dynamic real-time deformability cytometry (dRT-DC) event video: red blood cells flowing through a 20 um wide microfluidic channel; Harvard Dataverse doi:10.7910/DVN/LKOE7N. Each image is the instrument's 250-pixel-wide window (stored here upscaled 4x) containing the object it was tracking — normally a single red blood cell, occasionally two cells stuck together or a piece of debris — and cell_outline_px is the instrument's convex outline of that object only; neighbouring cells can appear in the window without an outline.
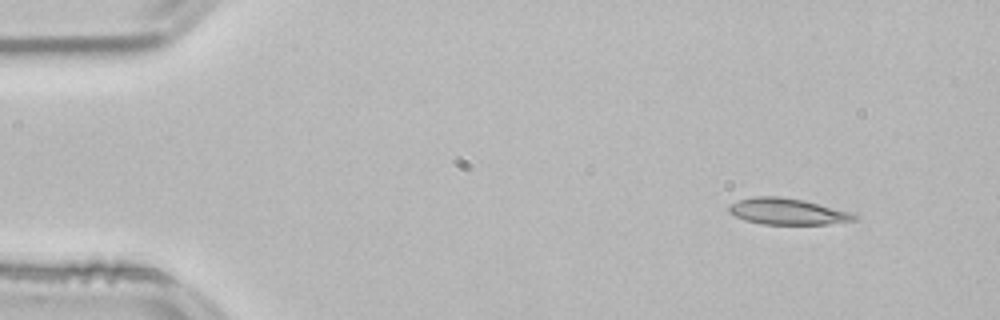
{"species": "common noctule bat (a hibernating species)", "species_latin": "Nyctalus noctula", "temperature_condition": "room temperature", "stored_images_in_passage": 49, "camera_frame_rate_fps": 3000, "um_per_image_px": 0.085, "animal": {"sex": "male", "body_mass_g": 21.5, "forearm_length_mm": 52.0}, "frame": {"image": 1, "passage_image": 1, "time_ms": 0.0, "image_size_px": [1000, 320], "cell_outline_px": [[856, 220], [828, 224], [764, 224], [744, 220], [728, 212], [728, 208], [732, 204], [740, 200], [752, 196], [776, 196], [804, 200], [856, 212]], "centroid_in_image_um": [66.99, 17.97], "position_along_channel_um": 18.0, "area_um2": 19.31}}
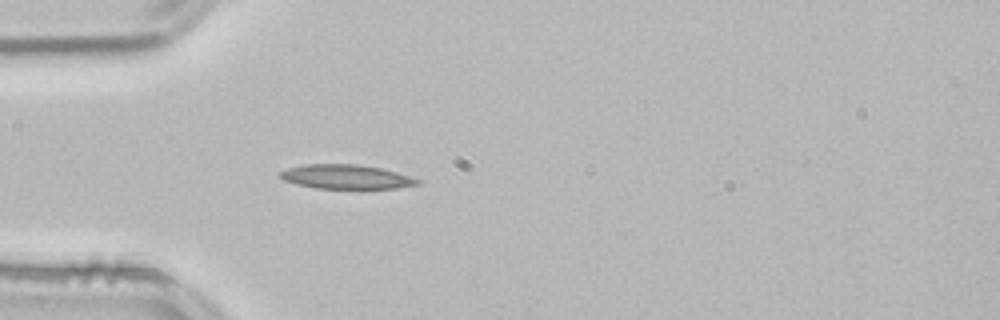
{"frame": {"image": 2, "passage_image": 11, "time_ms": 3.333, "image_size_px": [1000, 320], "cell_outline_px": [[420, 184], [396, 188], [316, 188], [296, 184], [284, 180], [280, 176], [280, 172], [288, 168], [304, 164], [356, 164], [380, 168], [412, 176], [420, 180]], "centroid_in_image_um": [29.43, 15.02], "position_along_channel_um": 55.6, "area_um2": 19.25}}
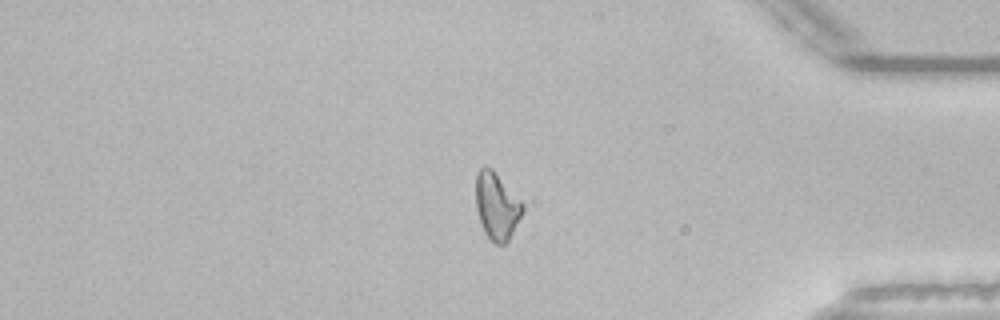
{"frame": {"image": 3, "passage_image": 40, "time_ms": 13.0, "image_size_px": [1000, 320], "cell_outline_px": [[524, 212], [508, 240], [504, 244], [496, 244], [484, 232], [476, 208], [476, 172], [484, 164], [492, 168], [524, 204]], "centroid_in_image_um": [42.22, 17.47], "position_along_channel_um": 393.0, "area_um2": 18.26}}